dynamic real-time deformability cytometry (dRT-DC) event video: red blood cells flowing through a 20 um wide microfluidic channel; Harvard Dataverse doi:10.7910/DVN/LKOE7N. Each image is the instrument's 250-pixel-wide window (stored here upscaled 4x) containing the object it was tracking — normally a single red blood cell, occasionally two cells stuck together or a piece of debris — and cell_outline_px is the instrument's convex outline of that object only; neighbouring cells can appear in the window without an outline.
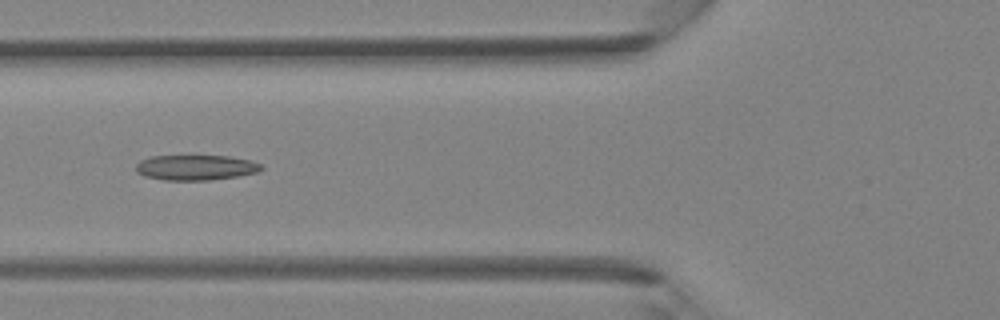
{"species": "Egyptian fruit bat (a non-hibernating species)", "species_latin": "Rousettus aegyptiacus", "temperature_condition": "room temperature", "stored_images_in_passage": 4, "camera_frame_rate_fps": 3000, "um_per_image_px": 0.085, "animal": {"sex": "female"}, "frame": {"image": 1, "passage_image": 4, "time_ms": 4.333, "image_size_px": [1000, 320], "cell_outline_px": [[264, 168], [256, 172], [236, 176], [212, 180], [164, 180], [144, 176], [136, 172], [136, 164], [140, 160], [152, 156], [228, 156], [252, 160], [260, 164]], "centroid_in_image_um": [16.62, 14.24], "position_along_channel_um": 109.2, "area_um2": 18.44}}